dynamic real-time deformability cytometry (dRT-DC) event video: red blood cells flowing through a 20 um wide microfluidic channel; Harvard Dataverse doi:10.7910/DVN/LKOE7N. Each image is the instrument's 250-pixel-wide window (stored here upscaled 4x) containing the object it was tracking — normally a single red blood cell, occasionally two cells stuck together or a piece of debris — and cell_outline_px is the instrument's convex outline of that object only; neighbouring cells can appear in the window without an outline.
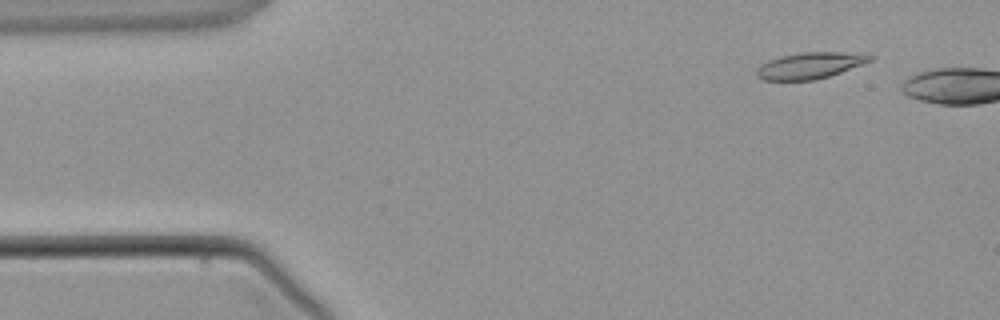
{"species": "common noctule bat (a hibernating species)", "species_latin": "Nyctalus noctula", "temperature_condition": "warm", "stored_images_in_passage": 2, "camera_frame_rate_fps": 3000, "um_per_image_px": 0.085, "animal": {"sex": "male", "body_mass_g": 21.5, "forearm_length_mm": 52.0}, "frame": {"image": 1, "passage_image": 1, "time_ms": 0.0, "image_size_px": [1000, 320], "cell_outline_px": [[876, 56], [872, 60], [840, 72], [816, 80], [764, 80], [756, 76], [756, 72], [768, 60], [780, 56], [804, 52], [864, 52]], "centroid_in_image_um": [68.92, 5.55], "position_along_channel_um": 16.1, "area_um2": 17.34}}